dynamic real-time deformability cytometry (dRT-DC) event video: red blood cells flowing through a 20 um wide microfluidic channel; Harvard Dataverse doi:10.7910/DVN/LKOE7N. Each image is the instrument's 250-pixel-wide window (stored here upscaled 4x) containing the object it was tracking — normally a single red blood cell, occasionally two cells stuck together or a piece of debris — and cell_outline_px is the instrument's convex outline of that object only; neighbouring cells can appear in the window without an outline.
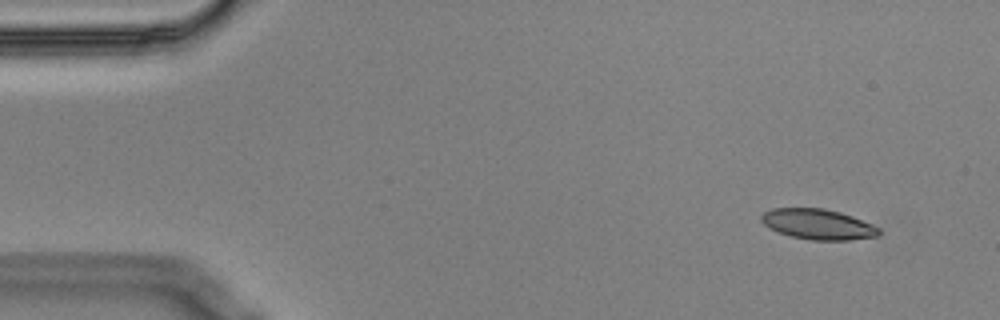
{"species": "Egyptian fruit bat (a non-hibernating species)", "species_latin": "Rousettus aegyptiacus", "temperature_condition": "cold", "stored_images_in_passage": 53, "camera_frame_rate_fps": 3000, "um_per_image_px": 0.085, "animal": {"sex": "male"}, "frame": {"image": 1, "passage_image": 1, "time_ms": 0.0, "image_size_px": [1000, 320], "cell_outline_px": [[880, 236], [848, 240], [812, 240], [792, 236], [768, 228], [760, 220], [760, 216], [764, 212], [772, 208], [824, 208], [840, 212], [852, 216], [872, 224], [880, 228]], "centroid_in_image_um": [69.54, 19.06], "position_along_channel_um": 15.5, "area_um2": 20.87}}
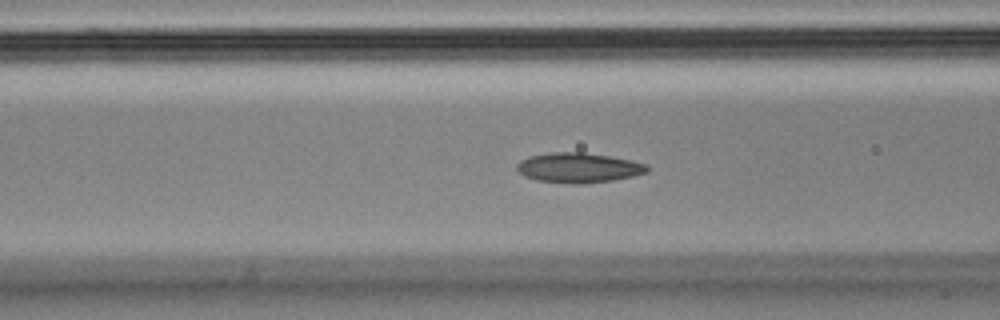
{"frame": {"image": 2, "passage_image": 18, "time_ms": 5.667, "image_size_px": [1000, 320], "cell_outline_px": [[648, 172], [632, 176], [612, 180], [580, 184], [576, 184], [536, 180], [524, 176], [516, 168], [516, 164], [520, 160], [528, 156], [548, 152], [584, 152], [632, 160], [648, 164]], "centroid_in_image_um": [49.15, 14.24], "position_along_channel_um": 117.4, "area_um2": 22.77}}
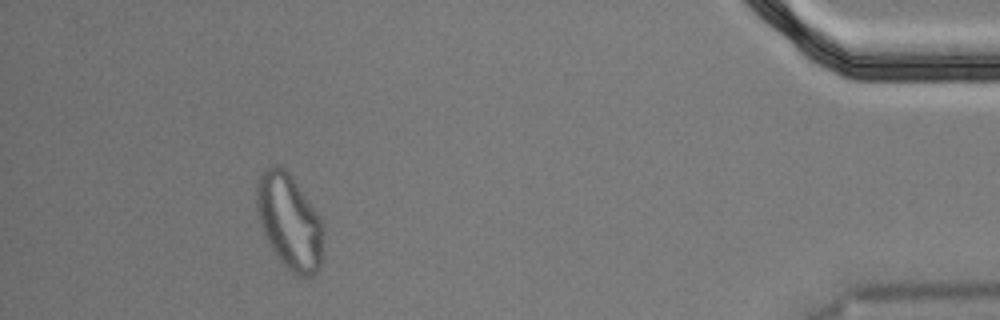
{"frame": {"image": 3, "passage_image": 48, "time_ms": 15.667, "image_size_px": [1000, 320], "cell_outline_px": [[324, 232], [320, 264], [316, 272], [308, 276], [300, 276], [292, 272], [284, 264], [272, 248], [260, 224], [256, 204], [256, 184], [264, 168], [276, 164], [284, 168], [288, 172], [320, 216], [324, 228]], "centroid_in_image_um": [24.6, 18.8], "position_along_channel_um": 410.6, "area_um2": 36.53}, "authors_computed_cell_mechanics": {"area_um2": 22.1374, "velocity_mm_per_s": 3.5208, "shape_relaxation_time_tau1_ms": null, "shape_relaxation_time_tau2_ms": 2.9157, "deformation_change_tau1": null, "deformation_change_tau2": 0.0789}}